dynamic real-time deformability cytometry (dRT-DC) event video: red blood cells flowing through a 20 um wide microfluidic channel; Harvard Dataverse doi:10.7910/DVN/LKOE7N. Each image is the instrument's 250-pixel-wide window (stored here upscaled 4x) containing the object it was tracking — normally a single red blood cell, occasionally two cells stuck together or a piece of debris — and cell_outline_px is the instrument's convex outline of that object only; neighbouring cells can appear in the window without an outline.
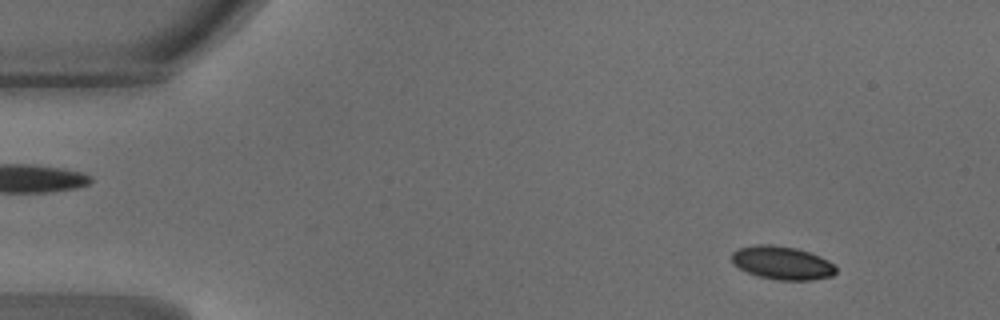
{"species": "common noctule bat (a hibernating species)", "species_latin": "Nyctalus noctula", "temperature_condition": "warm", "stored_images_in_passage": 48, "camera_frame_rate_fps": 3000, "um_per_image_px": 0.085, "animal": {"sex": "male", "body_mass_g": 18.8}, "frame": {"image": 1, "passage_image": 5, "time_ms": 1.333, "image_size_px": [1000, 320], "cell_outline_px": [[836, 272], [832, 276], [812, 280], [780, 280], [760, 276], [748, 272], [740, 268], [732, 260], [732, 252], [736, 248], [756, 244], [772, 244], [796, 248], [820, 256], [828, 260], [836, 268]], "centroid_in_image_um": [66.48, 22.33], "position_along_channel_um": 18.5, "area_um2": 20.11}}
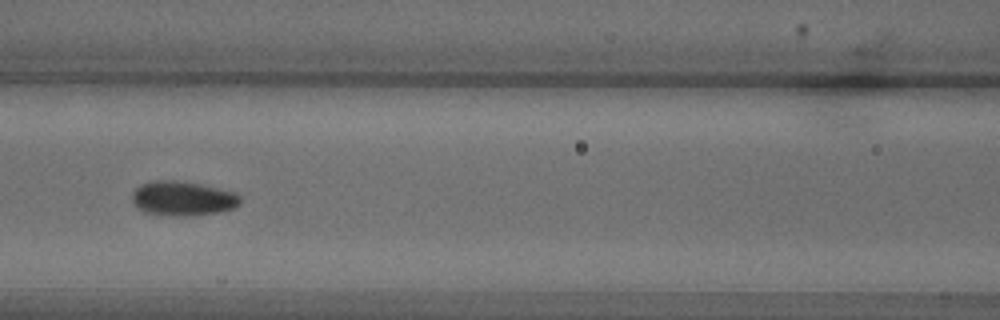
{"frame": {"image": 2, "passage_image": 21, "time_ms": 6.667, "image_size_px": [1000, 320], "cell_outline_px": [[240, 204], [232, 208], [220, 212], [192, 216], [160, 216], [144, 212], [136, 208], [132, 204], [132, 192], [140, 184], [152, 180], [176, 180], [200, 184], [236, 192], [240, 196]], "centroid_in_image_um": [15.48, 16.88], "position_along_channel_um": 151.1, "area_um2": 22.25}}
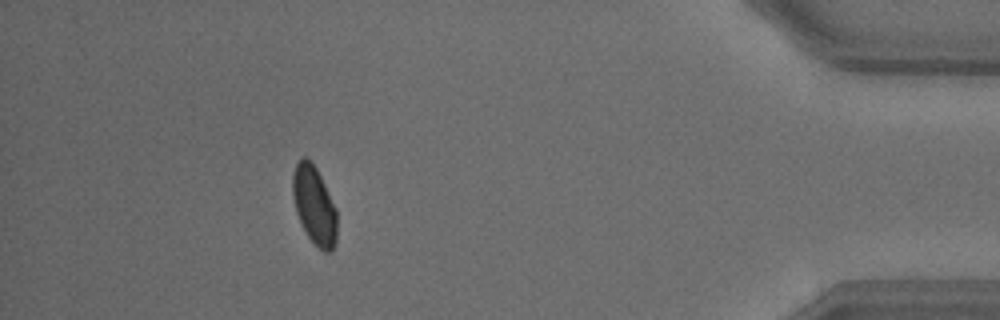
{"frame": {"image": 3, "passage_image": 43, "time_ms": 14.0, "image_size_px": [1000, 320], "cell_outline_px": [[336, 244], [332, 252], [324, 252], [308, 236], [300, 224], [296, 212], [292, 192], [292, 172], [296, 164], [304, 156], [316, 168], [336, 208]], "centroid_in_image_um": [26.7, 17.47], "position_along_channel_um": 408.5, "area_um2": 20.06}, "authors_computed_cell_mechanics": {"area_um2": 20.7502, "velocity_mm_per_s": 4.2242, "shape_relaxation_time_tau1_ms": 3.9885, "shape_relaxation_time_tau2_ms": 2.0642, "deformation_change_tau1": 0.0925, "deformation_change_tau2": 0.045}}